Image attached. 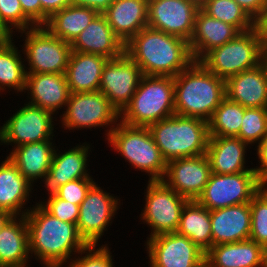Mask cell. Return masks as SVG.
I'll return each instance as SVG.
<instances>
[{
	"label": "cell",
	"instance_id": "obj_1",
	"mask_svg": "<svg viewBox=\"0 0 267 267\" xmlns=\"http://www.w3.org/2000/svg\"><path fill=\"white\" fill-rule=\"evenodd\" d=\"M25 215L31 257L43 267H63L88 244L76 224L64 222L48 213L39 203ZM74 252V253H73Z\"/></svg>",
	"mask_w": 267,
	"mask_h": 267
},
{
	"label": "cell",
	"instance_id": "obj_2",
	"mask_svg": "<svg viewBox=\"0 0 267 267\" xmlns=\"http://www.w3.org/2000/svg\"><path fill=\"white\" fill-rule=\"evenodd\" d=\"M125 53L143 75L175 77L194 61L188 41L148 26L125 44Z\"/></svg>",
	"mask_w": 267,
	"mask_h": 267
},
{
	"label": "cell",
	"instance_id": "obj_3",
	"mask_svg": "<svg viewBox=\"0 0 267 267\" xmlns=\"http://www.w3.org/2000/svg\"><path fill=\"white\" fill-rule=\"evenodd\" d=\"M226 97L225 81L193 61L174 77L175 114L209 121Z\"/></svg>",
	"mask_w": 267,
	"mask_h": 267
},
{
	"label": "cell",
	"instance_id": "obj_4",
	"mask_svg": "<svg viewBox=\"0 0 267 267\" xmlns=\"http://www.w3.org/2000/svg\"><path fill=\"white\" fill-rule=\"evenodd\" d=\"M148 128L166 162L199 156L208 148V122L203 119L174 114Z\"/></svg>",
	"mask_w": 267,
	"mask_h": 267
},
{
	"label": "cell",
	"instance_id": "obj_5",
	"mask_svg": "<svg viewBox=\"0 0 267 267\" xmlns=\"http://www.w3.org/2000/svg\"><path fill=\"white\" fill-rule=\"evenodd\" d=\"M175 114L174 77L142 75L120 121L130 126L149 127Z\"/></svg>",
	"mask_w": 267,
	"mask_h": 267
},
{
	"label": "cell",
	"instance_id": "obj_6",
	"mask_svg": "<svg viewBox=\"0 0 267 267\" xmlns=\"http://www.w3.org/2000/svg\"><path fill=\"white\" fill-rule=\"evenodd\" d=\"M108 145L127 160L133 168L147 173L149 181H161L167 162L155 144L148 127L130 126L119 121L109 133Z\"/></svg>",
	"mask_w": 267,
	"mask_h": 267
},
{
	"label": "cell",
	"instance_id": "obj_7",
	"mask_svg": "<svg viewBox=\"0 0 267 267\" xmlns=\"http://www.w3.org/2000/svg\"><path fill=\"white\" fill-rule=\"evenodd\" d=\"M262 37L256 27L240 32L234 39L208 51L199 62L224 81L257 67L266 52Z\"/></svg>",
	"mask_w": 267,
	"mask_h": 267
},
{
	"label": "cell",
	"instance_id": "obj_8",
	"mask_svg": "<svg viewBox=\"0 0 267 267\" xmlns=\"http://www.w3.org/2000/svg\"><path fill=\"white\" fill-rule=\"evenodd\" d=\"M25 34L22 45L27 73L65 74L72 52L71 43L54 36L45 26L20 31ZM24 47V48H23Z\"/></svg>",
	"mask_w": 267,
	"mask_h": 267
},
{
	"label": "cell",
	"instance_id": "obj_9",
	"mask_svg": "<svg viewBox=\"0 0 267 267\" xmlns=\"http://www.w3.org/2000/svg\"><path fill=\"white\" fill-rule=\"evenodd\" d=\"M64 109L59 117L64 130L109 126L104 134L108 137L120 121V113L100 91L71 93Z\"/></svg>",
	"mask_w": 267,
	"mask_h": 267
},
{
	"label": "cell",
	"instance_id": "obj_10",
	"mask_svg": "<svg viewBox=\"0 0 267 267\" xmlns=\"http://www.w3.org/2000/svg\"><path fill=\"white\" fill-rule=\"evenodd\" d=\"M145 207L140 219L150 226L148 238L176 232L184 205L188 201L161 181H148L145 192Z\"/></svg>",
	"mask_w": 267,
	"mask_h": 267
},
{
	"label": "cell",
	"instance_id": "obj_11",
	"mask_svg": "<svg viewBox=\"0 0 267 267\" xmlns=\"http://www.w3.org/2000/svg\"><path fill=\"white\" fill-rule=\"evenodd\" d=\"M262 187L256 172L212 173L197 201L208 210L250 203Z\"/></svg>",
	"mask_w": 267,
	"mask_h": 267
},
{
	"label": "cell",
	"instance_id": "obj_12",
	"mask_svg": "<svg viewBox=\"0 0 267 267\" xmlns=\"http://www.w3.org/2000/svg\"><path fill=\"white\" fill-rule=\"evenodd\" d=\"M53 116L45 109L25 103L0 127V144L17 147L53 139Z\"/></svg>",
	"mask_w": 267,
	"mask_h": 267
},
{
	"label": "cell",
	"instance_id": "obj_13",
	"mask_svg": "<svg viewBox=\"0 0 267 267\" xmlns=\"http://www.w3.org/2000/svg\"><path fill=\"white\" fill-rule=\"evenodd\" d=\"M112 195L95 183L79 205L77 228L88 245H98L120 207V199Z\"/></svg>",
	"mask_w": 267,
	"mask_h": 267
},
{
	"label": "cell",
	"instance_id": "obj_14",
	"mask_svg": "<svg viewBox=\"0 0 267 267\" xmlns=\"http://www.w3.org/2000/svg\"><path fill=\"white\" fill-rule=\"evenodd\" d=\"M150 267H203L206 253L177 232L148 238L145 242Z\"/></svg>",
	"mask_w": 267,
	"mask_h": 267
},
{
	"label": "cell",
	"instance_id": "obj_15",
	"mask_svg": "<svg viewBox=\"0 0 267 267\" xmlns=\"http://www.w3.org/2000/svg\"><path fill=\"white\" fill-rule=\"evenodd\" d=\"M140 67L126 54L109 59L103 68L99 91L121 113L130 103L142 77Z\"/></svg>",
	"mask_w": 267,
	"mask_h": 267
},
{
	"label": "cell",
	"instance_id": "obj_16",
	"mask_svg": "<svg viewBox=\"0 0 267 267\" xmlns=\"http://www.w3.org/2000/svg\"><path fill=\"white\" fill-rule=\"evenodd\" d=\"M199 9L191 0H148V27L189 42Z\"/></svg>",
	"mask_w": 267,
	"mask_h": 267
},
{
	"label": "cell",
	"instance_id": "obj_17",
	"mask_svg": "<svg viewBox=\"0 0 267 267\" xmlns=\"http://www.w3.org/2000/svg\"><path fill=\"white\" fill-rule=\"evenodd\" d=\"M212 174L205 154L167 162L162 181L188 200H197Z\"/></svg>",
	"mask_w": 267,
	"mask_h": 267
},
{
	"label": "cell",
	"instance_id": "obj_18",
	"mask_svg": "<svg viewBox=\"0 0 267 267\" xmlns=\"http://www.w3.org/2000/svg\"><path fill=\"white\" fill-rule=\"evenodd\" d=\"M26 92L28 104L52 114L66 107L71 94L65 74L55 73H27Z\"/></svg>",
	"mask_w": 267,
	"mask_h": 267
},
{
	"label": "cell",
	"instance_id": "obj_19",
	"mask_svg": "<svg viewBox=\"0 0 267 267\" xmlns=\"http://www.w3.org/2000/svg\"><path fill=\"white\" fill-rule=\"evenodd\" d=\"M55 147L51 166L48 170L46 180L43 184L48 193H52L55 189L76 179L93 178L88 172L87 165L88 156L91 149L90 144L81 143L74 148L64 152L58 151ZM90 150V151H89Z\"/></svg>",
	"mask_w": 267,
	"mask_h": 267
},
{
	"label": "cell",
	"instance_id": "obj_20",
	"mask_svg": "<svg viewBox=\"0 0 267 267\" xmlns=\"http://www.w3.org/2000/svg\"><path fill=\"white\" fill-rule=\"evenodd\" d=\"M213 246L249 239L251 232L250 203L210 210Z\"/></svg>",
	"mask_w": 267,
	"mask_h": 267
},
{
	"label": "cell",
	"instance_id": "obj_21",
	"mask_svg": "<svg viewBox=\"0 0 267 267\" xmlns=\"http://www.w3.org/2000/svg\"><path fill=\"white\" fill-rule=\"evenodd\" d=\"M207 267H267V250L250 239L212 246L205 256Z\"/></svg>",
	"mask_w": 267,
	"mask_h": 267
},
{
	"label": "cell",
	"instance_id": "obj_22",
	"mask_svg": "<svg viewBox=\"0 0 267 267\" xmlns=\"http://www.w3.org/2000/svg\"><path fill=\"white\" fill-rule=\"evenodd\" d=\"M226 97L245 108L267 107V72L262 62L225 81Z\"/></svg>",
	"mask_w": 267,
	"mask_h": 267
},
{
	"label": "cell",
	"instance_id": "obj_23",
	"mask_svg": "<svg viewBox=\"0 0 267 267\" xmlns=\"http://www.w3.org/2000/svg\"><path fill=\"white\" fill-rule=\"evenodd\" d=\"M72 51L115 59L125 53V45L115 35L104 14H98L71 43Z\"/></svg>",
	"mask_w": 267,
	"mask_h": 267
},
{
	"label": "cell",
	"instance_id": "obj_24",
	"mask_svg": "<svg viewBox=\"0 0 267 267\" xmlns=\"http://www.w3.org/2000/svg\"><path fill=\"white\" fill-rule=\"evenodd\" d=\"M250 147L238 137L210 136L206 157L215 174L255 172L246 165V151Z\"/></svg>",
	"mask_w": 267,
	"mask_h": 267
},
{
	"label": "cell",
	"instance_id": "obj_25",
	"mask_svg": "<svg viewBox=\"0 0 267 267\" xmlns=\"http://www.w3.org/2000/svg\"><path fill=\"white\" fill-rule=\"evenodd\" d=\"M148 0H114L103 13L115 35L125 45L148 26Z\"/></svg>",
	"mask_w": 267,
	"mask_h": 267
},
{
	"label": "cell",
	"instance_id": "obj_26",
	"mask_svg": "<svg viewBox=\"0 0 267 267\" xmlns=\"http://www.w3.org/2000/svg\"><path fill=\"white\" fill-rule=\"evenodd\" d=\"M32 187L33 185L23 177L7 156L0 164V211L7 212L11 216H25L31 209V206L28 208L25 206L29 198H32L30 195Z\"/></svg>",
	"mask_w": 267,
	"mask_h": 267
},
{
	"label": "cell",
	"instance_id": "obj_27",
	"mask_svg": "<svg viewBox=\"0 0 267 267\" xmlns=\"http://www.w3.org/2000/svg\"><path fill=\"white\" fill-rule=\"evenodd\" d=\"M240 31L233 25L217 20L198 10L189 48L194 61H199L208 51L234 39Z\"/></svg>",
	"mask_w": 267,
	"mask_h": 267
},
{
	"label": "cell",
	"instance_id": "obj_28",
	"mask_svg": "<svg viewBox=\"0 0 267 267\" xmlns=\"http://www.w3.org/2000/svg\"><path fill=\"white\" fill-rule=\"evenodd\" d=\"M108 60L102 55L72 51L65 72L70 92L99 91L103 68Z\"/></svg>",
	"mask_w": 267,
	"mask_h": 267
},
{
	"label": "cell",
	"instance_id": "obj_29",
	"mask_svg": "<svg viewBox=\"0 0 267 267\" xmlns=\"http://www.w3.org/2000/svg\"><path fill=\"white\" fill-rule=\"evenodd\" d=\"M53 139L28 143L12 148L8 158L17 166L19 172L32 185L41 180L45 182L55 150ZM54 145V146H53Z\"/></svg>",
	"mask_w": 267,
	"mask_h": 267
},
{
	"label": "cell",
	"instance_id": "obj_30",
	"mask_svg": "<svg viewBox=\"0 0 267 267\" xmlns=\"http://www.w3.org/2000/svg\"><path fill=\"white\" fill-rule=\"evenodd\" d=\"M30 258L26 218L12 216L0 231V267H29Z\"/></svg>",
	"mask_w": 267,
	"mask_h": 267
},
{
	"label": "cell",
	"instance_id": "obj_31",
	"mask_svg": "<svg viewBox=\"0 0 267 267\" xmlns=\"http://www.w3.org/2000/svg\"><path fill=\"white\" fill-rule=\"evenodd\" d=\"M176 232L189 238L206 253L213 246L210 210L197 200H188Z\"/></svg>",
	"mask_w": 267,
	"mask_h": 267
},
{
	"label": "cell",
	"instance_id": "obj_32",
	"mask_svg": "<svg viewBox=\"0 0 267 267\" xmlns=\"http://www.w3.org/2000/svg\"><path fill=\"white\" fill-rule=\"evenodd\" d=\"M99 13L88 7L68 5L44 25L54 36L72 43Z\"/></svg>",
	"mask_w": 267,
	"mask_h": 267
},
{
	"label": "cell",
	"instance_id": "obj_33",
	"mask_svg": "<svg viewBox=\"0 0 267 267\" xmlns=\"http://www.w3.org/2000/svg\"><path fill=\"white\" fill-rule=\"evenodd\" d=\"M12 41L13 36H9L0 45V93L7 88L11 91L14 89L18 94L26 88L27 69L24 58H21L20 50Z\"/></svg>",
	"mask_w": 267,
	"mask_h": 267
},
{
	"label": "cell",
	"instance_id": "obj_34",
	"mask_svg": "<svg viewBox=\"0 0 267 267\" xmlns=\"http://www.w3.org/2000/svg\"><path fill=\"white\" fill-rule=\"evenodd\" d=\"M245 107L225 97L208 121L209 136L236 137Z\"/></svg>",
	"mask_w": 267,
	"mask_h": 267
},
{
	"label": "cell",
	"instance_id": "obj_35",
	"mask_svg": "<svg viewBox=\"0 0 267 267\" xmlns=\"http://www.w3.org/2000/svg\"><path fill=\"white\" fill-rule=\"evenodd\" d=\"M200 9L210 17L235 26L240 32L255 27V21L234 0H205Z\"/></svg>",
	"mask_w": 267,
	"mask_h": 267
},
{
	"label": "cell",
	"instance_id": "obj_36",
	"mask_svg": "<svg viewBox=\"0 0 267 267\" xmlns=\"http://www.w3.org/2000/svg\"><path fill=\"white\" fill-rule=\"evenodd\" d=\"M267 135V107L246 108L239 134L236 136L248 145L259 144Z\"/></svg>",
	"mask_w": 267,
	"mask_h": 267
},
{
	"label": "cell",
	"instance_id": "obj_37",
	"mask_svg": "<svg viewBox=\"0 0 267 267\" xmlns=\"http://www.w3.org/2000/svg\"><path fill=\"white\" fill-rule=\"evenodd\" d=\"M250 210L251 232L249 239L267 250V187H262L252 198Z\"/></svg>",
	"mask_w": 267,
	"mask_h": 267
},
{
	"label": "cell",
	"instance_id": "obj_38",
	"mask_svg": "<svg viewBox=\"0 0 267 267\" xmlns=\"http://www.w3.org/2000/svg\"><path fill=\"white\" fill-rule=\"evenodd\" d=\"M36 25L23 13L19 0H0V28L8 35Z\"/></svg>",
	"mask_w": 267,
	"mask_h": 267
},
{
	"label": "cell",
	"instance_id": "obj_39",
	"mask_svg": "<svg viewBox=\"0 0 267 267\" xmlns=\"http://www.w3.org/2000/svg\"><path fill=\"white\" fill-rule=\"evenodd\" d=\"M97 246L98 248L96 245H88L78 253V258L76 255L72 257L65 267H115L108 244Z\"/></svg>",
	"mask_w": 267,
	"mask_h": 267
},
{
	"label": "cell",
	"instance_id": "obj_40",
	"mask_svg": "<svg viewBox=\"0 0 267 267\" xmlns=\"http://www.w3.org/2000/svg\"><path fill=\"white\" fill-rule=\"evenodd\" d=\"M52 216L77 225L79 218V205L58 198L53 192L48 193L46 201L38 202Z\"/></svg>",
	"mask_w": 267,
	"mask_h": 267
},
{
	"label": "cell",
	"instance_id": "obj_41",
	"mask_svg": "<svg viewBox=\"0 0 267 267\" xmlns=\"http://www.w3.org/2000/svg\"><path fill=\"white\" fill-rule=\"evenodd\" d=\"M96 182L92 178L76 179L61 185L53 193L65 201L80 205Z\"/></svg>",
	"mask_w": 267,
	"mask_h": 267
},
{
	"label": "cell",
	"instance_id": "obj_42",
	"mask_svg": "<svg viewBox=\"0 0 267 267\" xmlns=\"http://www.w3.org/2000/svg\"><path fill=\"white\" fill-rule=\"evenodd\" d=\"M260 166L254 167L259 183L267 187V135L255 146Z\"/></svg>",
	"mask_w": 267,
	"mask_h": 267
},
{
	"label": "cell",
	"instance_id": "obj_43",
	"mask_svg": "<svg viewBox=\"0 0 267 267\" xmlns=\"http://www.w3.org/2000/svg\"><path fill=\"white\" fill-rule=\"evenodd\" d=\"M23 13L36 25L42 26V8L40 0H19Z\"/></svg>",
	"mask_w": 267,
	"mask_h": 267
},
{
	"label": "cell",
	"instance_id": "obj_44",
	"mask_svg": "<svg viewBox=\"0 0 267 267\" xmlns=\"http://www.w3.org/2000/svg\"><path fill=\"white\" fill-rule=\"evenodd\" d=\"M40 3L42 8V26H44L55 12L71 5V0H40Z\"/></svg>",
	"mask_w": 267,
	"mask_h": 267
},
{
	"label": "cell",
	"instance_id": "obj_45",
	"mask_svg": "<svg viewBox=\"0 0 267 267\" xmlns=\"http://www.w3.org/2000/svg\"><path fill=\"white\" fill-rule=\"evenodd\" d=\"M244 9L247 14L256 21L262 14L267 4V0H234Z\"/></svg>",
	"mask_w": 267,
	"mask_h": 267
},
{
	"label": "cell",
	"instance_id": "obj_46",
	"mask_svg": "<svg viewBox=\"0 0 267 267\" xmlns=\"http://www.w3.org/2000/svg\"><path fill=\"white\" fill-rule=\"evenodd\" d=\"M114 0H71V4L80 7H88L99 14H103Z\"/></svg>",
	"mask_w": 267,
	"mask_h": 267
},
{
	"label": "cell",
	"instance_id": "obj_47",
	"mask_svg": "<svg viewBox=\"0 0 267 267\" xmlns=\"http://www.w3.org/2000/svg\"><path fill=\"white\" fill-rule=\"evenodd\" d=\"M255 27L257 28L259 35L262 37L267 50V4L263 14L255 21Z\"/></svg>",
	"mask_w": 267,
	"mask_h": 267
},
{
	"label": "cell",
	"instance_id": "obj_48",
	"mask_svg": "<svg viewBox=\"0 0 267 267\" xmlns=\"http://www.w3.org/2000/svg\"><path fill=\"white\" fill-rule=\"evenodd\" d=\"M12 216L4 211H0V231L4 224L11 218Z\"/></svg>",
	"mask_w": 267,
	"mask_h": 267
},
{
	"label": "cell",
	"instance_id": "obj_49",
	"mask_svg": "<svg viewBox=\"0 0 267 267\" xmlns=\"http://www.w3.org/2000/svg\"><path fill=\"white\" fill-rule=\"evenodd\" d=\"M9 36L0 28V45L1 43L7 39Z\"/></svg>",
	"mask_w": 267,
	"mask_h": 267
},
{
	"label": "cell",
	"instance_id": "obj_50",
	"mask_svg": "<svg viewBox=\"0 0 267 267\" xmlns=\"http://www.w3.org/2000/svg\"><path fill=\"white\" fill-rule=\"evenodd\" d=\"M263 63H264V65H265V70H266V72H267V51H266L265 54H264Z\"/></svg>",
	"mask_w": 267,
	"mask_h": 267
},
{
	"label": "cell",
	"instance_id": "obj_51",
	"mask_svg": "<svg viewBox=\"0 0 267 267\" xmlns=\"http://www.w3.org/2000/svg\"><path fill=\"white\" fill-rule=\"evenodd\" d=\"M192 2H195L198 6H201L205 0H191Z\"/></svg>",
	"mask_w": 267,
	"mask_h": 267
}]
</instances>
